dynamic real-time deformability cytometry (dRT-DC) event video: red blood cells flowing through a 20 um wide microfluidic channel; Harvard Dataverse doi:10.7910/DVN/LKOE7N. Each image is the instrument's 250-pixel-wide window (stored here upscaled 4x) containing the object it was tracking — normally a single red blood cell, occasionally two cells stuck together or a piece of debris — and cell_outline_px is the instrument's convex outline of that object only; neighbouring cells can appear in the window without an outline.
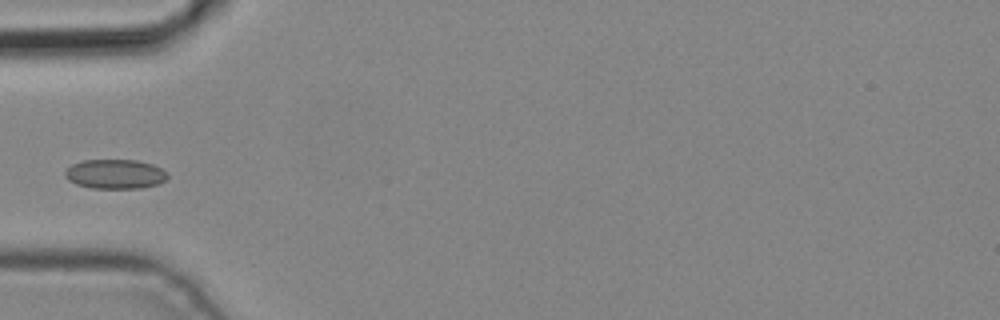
{"species": "common noctule bat (a hibernating species)", "species_latin": "Nyctalus noctula", "temperature_condition": "cold", "stored_images_in_passage": 4, "camera_frame_rate_fps": 3000, "um_per_image_px": 0.085, "animal": {"sex": "male", "body_mass_g": 19.2, "forearm_length_mm": 51.8}, "frame": {"image": 1, "passage_image": 4, "time_ms": 1.0, "image_size_px": [1000, 320], "cell_outline_px": [[168, 176], [164, 180], [156, 184], [140, 188], [92, 188], [76, 184], [68, 180], [64, 176], [64, 172], [72, 164], [84, 160], [136, 160], [152, 164], [168, 172]], "centroid_in_image_um": [9.76, 14.79], "position_along_channel_um": 75.2, "area_um2": 17.51}}